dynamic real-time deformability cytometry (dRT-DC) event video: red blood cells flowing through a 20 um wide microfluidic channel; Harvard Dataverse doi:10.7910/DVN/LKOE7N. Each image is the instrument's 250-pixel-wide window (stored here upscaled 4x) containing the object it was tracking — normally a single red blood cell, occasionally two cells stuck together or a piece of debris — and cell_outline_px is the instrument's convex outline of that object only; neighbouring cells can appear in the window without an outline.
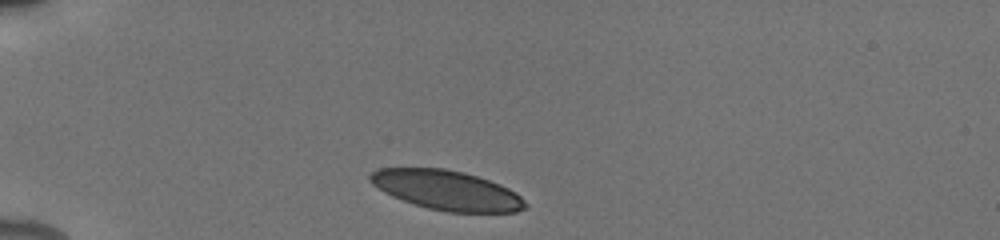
{"species": "human", "species_latin": "Homo sapiens", "temperature_condition": "cold", "stored_images_in_passage": 23, "camera_frame_rate_fps": 3000, "um_per_image_px": 0.085, "donor": {"sex": "male"}, "frame": {"image": 1, "passage_image": 1, "time_ms": 0.0, "image_size_px": [1000, 240], "cell_outline_px": [[528, 208], [516, 212], [448, 212], [428, 208], [392, 196], [384, 192], [372, 184], [368, 180], [368, 176], [376, 168], [444, 168], [464, 172], [500, 184], [516, 192], [528, 204]], "centroid_in_image_um": [37.98, 16.16], "position_along_channel_um": 47.0, "area_um2": 35.78}}
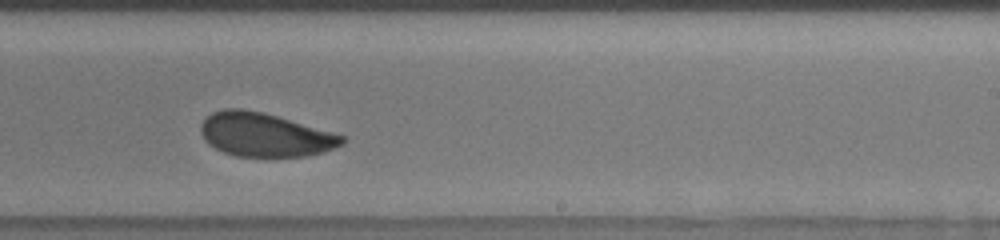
{"frame": {"image": 2, "passage_image": 17, "time_ms": 6.667, "image_size_px": [1000, 240], "cell_outline_px": [[344, 144], [336, 148], [308, 156], [236, 156], [224, 152], [208, 144], [204, 140], [200, 132], [200, 124], [212, 112], [224, 108], [240, 108], [260, 112], [276, 116], [332, 132], [344, 136]], "centroid_in_image_um": [22.49, 11.46], "position_along_channel_um": 266.5, "area_um2": 35.72}}
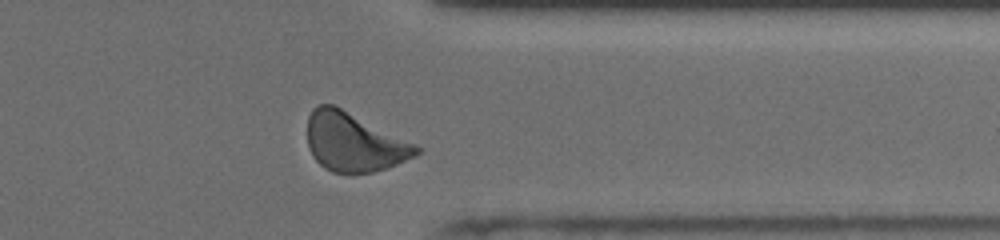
{"frame": {"image": 3, "passage_image": 22, "time_ms": 9.667, "image_size_px": [1000, 240], "cell_outline_px": [[420, 152], [416, 156], [388, 168], [372, 172], [352, 176], [332, 172], [324, 168], [312, 156], [308, 148], [308, 116], [312, 108], [320, 104], [332, 104], [416, 144], [420, 148]], "centroid_in_image_um": [30.07, 12.13], "position_along_channel_um": 381.3, "area_um2": 37.57}, "authors_computed_cell_mechanics": {"area_um2": 37.0498, "velocity_mm_per_s": 3.8681, "shape_relaxation_time_tau1_ms": 3.0743, "shape_relaxation_time_tau2_ms": 1.5898, "deformation_change_tau1": 0.0945, "deformation_change_tau2": 0.0631}}